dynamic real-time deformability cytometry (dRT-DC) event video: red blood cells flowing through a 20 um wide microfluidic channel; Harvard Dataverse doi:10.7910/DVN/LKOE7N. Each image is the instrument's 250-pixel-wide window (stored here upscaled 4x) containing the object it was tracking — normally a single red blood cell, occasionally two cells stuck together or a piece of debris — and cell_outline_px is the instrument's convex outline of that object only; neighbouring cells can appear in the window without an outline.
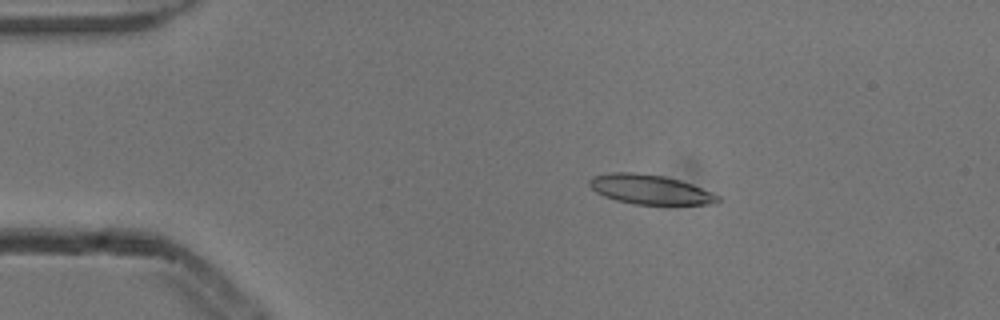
{"species": "common noctule bat (a hibernating species)", "species_latin": "Nyctalus noctula", "temperature_condition": "cold", "stored_images_in_passage": 8, "camera_frame_rate_fps": 3000, "um_per_image_px": 0.085, "animal": {"sex": "male", "body_mass_g": 13.3}, "frame": {"image": 1, "passage_image": 3, "time_ms": 0.667, "image_size_px": [1000, 320], "cell_outline_px": [[720, 200], [716, 204], [632, 204], [616, 200], [604, 196], [596, 192], [588, 184], [588, 180], [592, 176], [612, 172], [632, 172], [664, 176], [680, 180], [692, 184], [720, 196]], "centroid_in_image_um": [55.23, 16.1], "position_along_channel_um": 29.8, "area_um2": 22.08}}
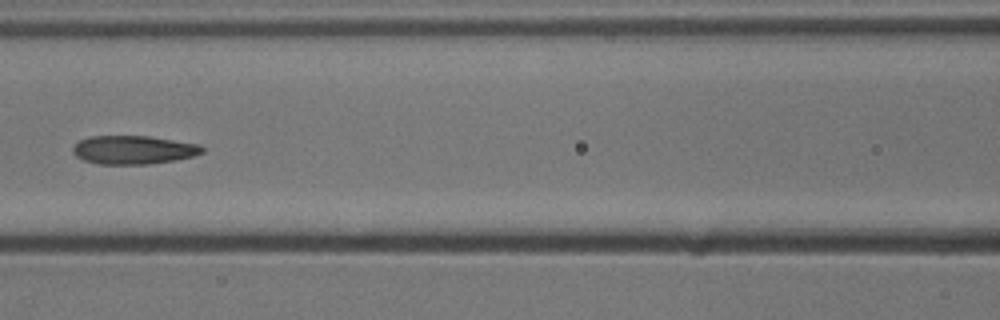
{"frame": {"image": 2, "passage_image": 7, "time_ms": 2.0, "image_size_px": [1000, 320], "cell_outline_px": [[204, 152], [192, 156], [172, 160], [148, 164], [100, 164], [84, 160], [76, 156], [72, 152], [72, 148], [80, 140], [88, 136], [148, 136], [200, 144], [204, 148]], "centroid_in_image_um": [11.33, 12.73], "position_along_channel_um": 155.3, "area_um2": 21.39}}
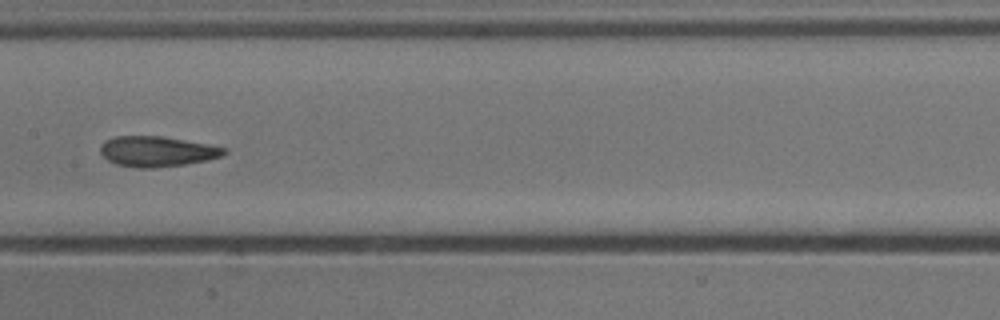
{"frame": {"image": 3, "passage_image": 8, "time_ms": 2.333, "image_size_px": [1000, 320], "cell_outline_px": [[228, 152], [220, 156], [204, 160], [184, 164], [156, 168], [136, 168], [116, 164], [108, 160], [100, 152], [100, 148], [108, 140], [116, 136], [160, 136], [228, 148]], "centroid_in_image_um": [13.34, 12.88], "position_along_channel_um": 194.1, "area_um2": 21.5}}